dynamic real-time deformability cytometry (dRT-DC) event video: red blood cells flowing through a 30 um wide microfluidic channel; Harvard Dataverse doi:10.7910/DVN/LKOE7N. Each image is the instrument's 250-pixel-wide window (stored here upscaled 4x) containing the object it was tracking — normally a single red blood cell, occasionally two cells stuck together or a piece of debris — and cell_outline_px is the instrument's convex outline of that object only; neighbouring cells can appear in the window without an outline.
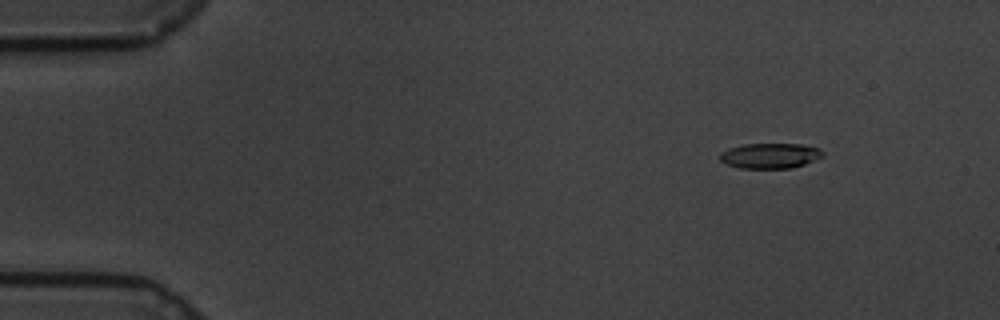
{"species": "common noctule bat (a hibernating species)", "species_latin": "Nyctalus noctula", "temperature_condition": "cold", "stored_images_in_passage": 59, "camera_frame_rate_fps": 3000, "um_per_image_px": 0.085, "animal": {"sex": "male", "body_mass_g": 19.5, "forearm_length_mm": 54.6}, "frame": {"image": 1, "passage_image": 7, "time_ms": 2.0, "image_size_px": [1000, 320], "cell_outline_px": [[824, 156], [804, 164], [792, 168], [740, 168], [728, 164], [720, 160], [720, 152], [728, 148], [744, 144], [800, 144], [820, 148], [824, 152]], "centroid_in_image_um": [65.47, 13.23], "position_along_channel_um": 19.5, "area_um2": 15.14}}
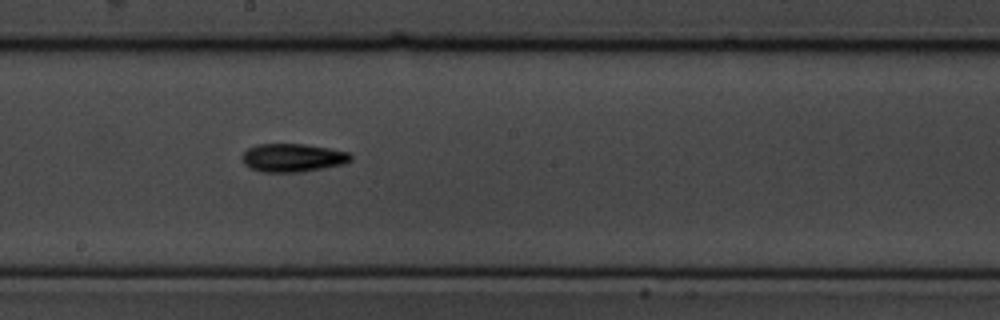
{"frame": {"image": 2, "passage_image": 33, "time_ms": 10.667, "image_size_px": [1000, 320], "cell_outline_px": [[352, 160], [344, 164], [324, 168], [300, 172], [260, 172], [244, 164], [244, 152], [248, 148], [256, 144], [304, 144], [328, 148], [348, 152], [352, 156]], "centroid_in_image_um": [24.91, 13.41], "position_along_channel_um": 223.3, "area_um2": 17.8}}
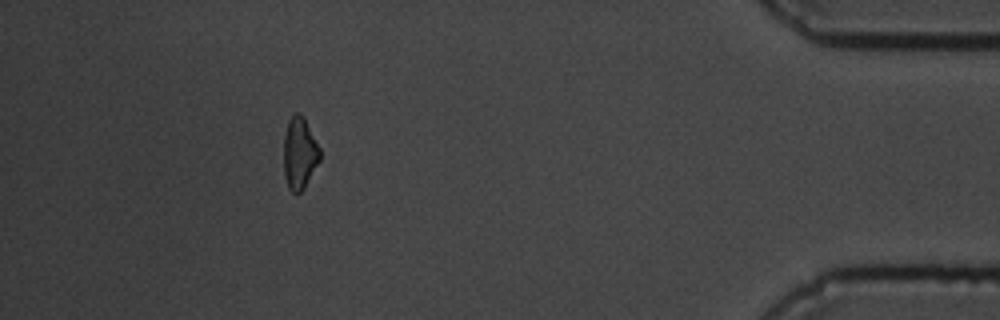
{"frame": {"image": 3, "passage_image": 54, "time_ms": 17.667, "image_size_px": [1000, 320], "cell_outline_px": [[320, 160], [304, 188], [296, 196], [288, 188], [284, 176], [284, 136], [288, 120], [296, 112], [300, 112], [304, 116], [320, 148]], "centroid_in_image_um": [25.46, 13.03], "position_along_channel_um": 409.7, "area_um2": 15.37}, "authors_computed_cell_mechanics": {"area_um2": 15.8372, "velocity_mm_per_s": 3.4095, "shape_relaxation_time_tau1_ms": 5.4471, "shape_relaxation_time_tau2_ms": null, "deformation_change_tau1": 0.1334, "deformation_change_tau2": null}}